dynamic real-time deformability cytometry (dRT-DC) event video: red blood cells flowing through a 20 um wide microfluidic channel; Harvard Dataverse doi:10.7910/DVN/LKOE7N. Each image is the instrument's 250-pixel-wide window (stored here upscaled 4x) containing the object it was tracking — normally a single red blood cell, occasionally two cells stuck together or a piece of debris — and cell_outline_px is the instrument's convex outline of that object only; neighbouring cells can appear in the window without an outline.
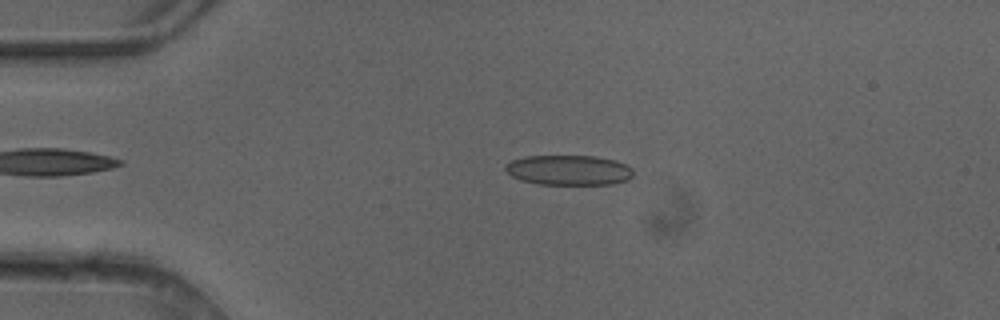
{"species": "common noctule bat (a hibernating species)", "species_latin": "Nyctalus noctula", "temperature_condition": "cold", "stored_images_in_passage": 3, "camera_frame_rate_fps": 3000, "um_per_image_px": 0.085, "animal": {"sex": "female"}, "frame": {"image": 1, "passage_image": 2, "time_ms": 0.333, "image_size_px": [1000, 320], "cell_outline_px": [[632, 176], [628, 180], [612, 184], [540, 184], [520, 180], [512, 176], [504, 168], [504, 164], [512, 160], [524, 156], [596, 156], [616, 160], [632, 168]], "centroid_in_image_um": [48.33, 14.45], "position_along_channel_um": 36.7, "area_um2": 22.43}}